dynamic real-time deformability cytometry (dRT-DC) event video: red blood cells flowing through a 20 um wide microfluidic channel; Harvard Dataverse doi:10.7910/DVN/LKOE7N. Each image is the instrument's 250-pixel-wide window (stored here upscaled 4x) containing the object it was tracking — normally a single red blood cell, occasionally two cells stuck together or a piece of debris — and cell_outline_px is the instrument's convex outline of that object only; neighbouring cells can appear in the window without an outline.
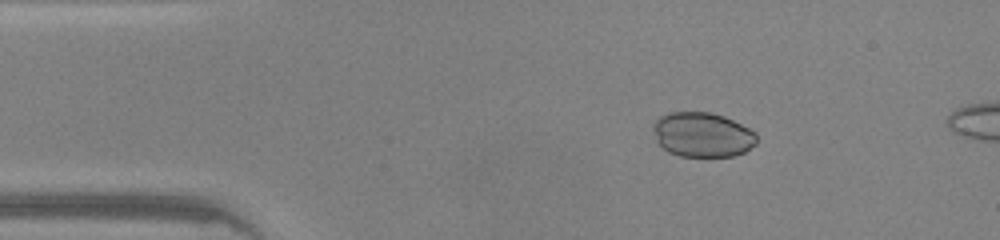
{"species": "common noctule bat (a hibernating species)", "species_latin": "Nyctalus noctula", "temperature_condition": "warm", "stored_images_in_passage": 4, "camera_frame_rate_fps": 3000, "um_per_image_px": 0.085, "animal": {"sex": "male", "body_mass_g": 20.0, "forearm_length_mm": 53.3}, "frame": {"image": 1, "passage_image": 1, "time_ms": 0.0, "image_size_px": [1000, 240], "cell_outline_px": [[756, 144], [744, 152], [732, 156], [680, 156], [668, 152], [656, 140], [652, 128], [652, 124], [660, 116], [672, 112], [712, 112], [724, 116], [756, 132]], "centroid_in_image_um": [59.69, 11.44], "position_along_channel_um": 25.3, "area_um2": 26.93}}